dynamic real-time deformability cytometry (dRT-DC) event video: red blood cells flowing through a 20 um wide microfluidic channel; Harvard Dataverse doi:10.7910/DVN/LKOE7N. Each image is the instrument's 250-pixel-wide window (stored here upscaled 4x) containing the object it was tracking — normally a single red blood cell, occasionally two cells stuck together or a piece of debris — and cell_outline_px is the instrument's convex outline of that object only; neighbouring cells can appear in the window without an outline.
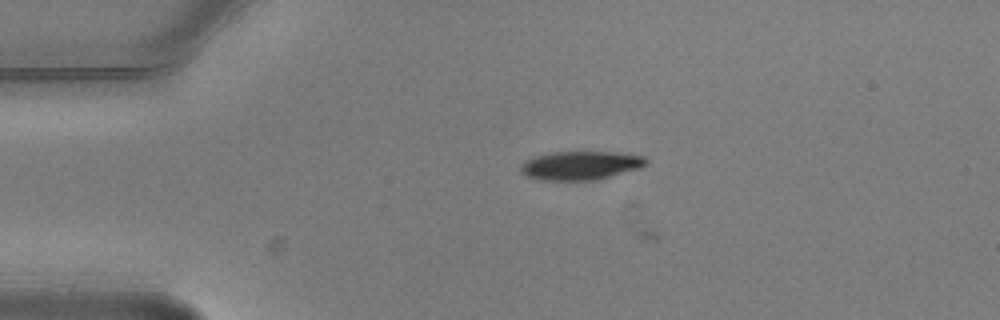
{"species": "common noctule bat (a hibernating species)", "species_latin": "Nyctalus noctula", "temperature_condition": "warm", "stored_images_in_passage": 4, "camera_frame_rate_fps": 3000, "um_per_image_px": 0.085, "animal": {"sex": "male", "body_mass_g": 20.5, "forearm_length_mm": 52.5}, "frame": {"image": 1, "passage_image": 3, "time_ms": 0.667, "image_size_px": [1000, 320], "cell_outline_px": [[648, 164], [640, 168], [596, 180], [540, 180], [528, 176], [520, 172], [520, 168], [524, 160], [536, 156], [552, 152], [616, 152], [644, 156], [648, 160]], "centroid_in_image_um": [49.36, 14.06], "position_along_channel_um": 35.6, "area_um2": 20.98}}